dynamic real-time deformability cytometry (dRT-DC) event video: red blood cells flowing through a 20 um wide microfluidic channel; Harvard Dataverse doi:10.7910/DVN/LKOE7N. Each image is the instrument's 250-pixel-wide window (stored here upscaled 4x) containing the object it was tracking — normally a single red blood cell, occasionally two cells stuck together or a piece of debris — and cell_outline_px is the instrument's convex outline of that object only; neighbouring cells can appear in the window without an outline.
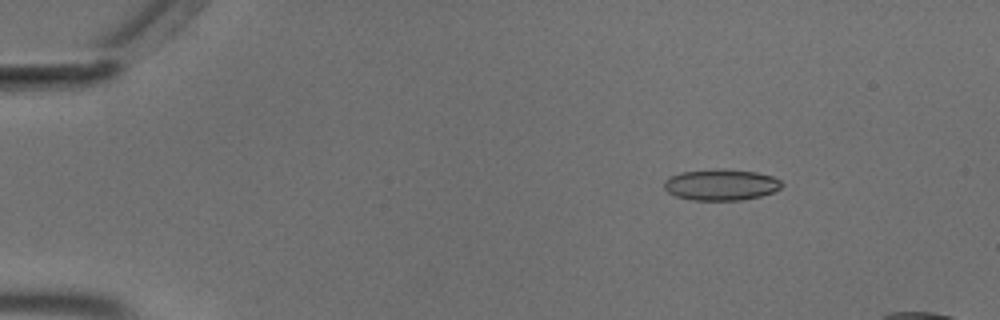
{"species": "common noctule bat (a hibernating species)", "species_latin": "Nyctalus noctula", "temperature_condition": "cold", "stored_images_in_passage": 46, "camera_frame_rate_fps": 3000, "um_per_image_px": 0.085, "animal": {"sex": "male", "body_mass_g": 18.8}, "frame": {"image": 1, "passage_image": 1, "time_ms": 0.0, "image_size_px": [1000, 320], "cell_outline_px": [[784, 184], [780, 188], [772, 192], [760, 196], [740, 200], [692, 200], [676, 196], [668, 192], [664, 188], [664, 180], [668, 176], [680, 172], [716, 168], [724, 168], [756, 172], [772, 176], [780, 180]], "centroid_in_image_um": [61.26, 15.68], "position_along_channel_um": 23.7, "area_um2": 21.62}}
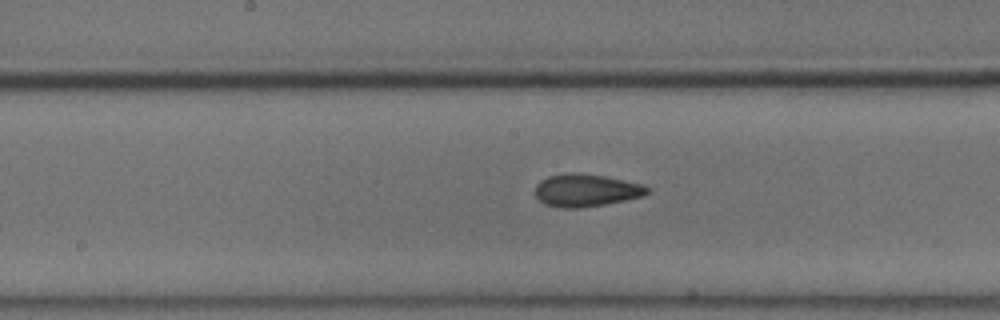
{"frame": {"image": 2, "passage_image": 22, "time_ms": 7.0, "image_size_px": [1000, 320], "cell_outline_px": [[648, 192], [644, 196], [604, 204], [576, 208], [564, 208], [544, 204], [536, 196], [536, 184], [540, 180], [548, 176], [568, 172], [572, 172], [604, 176], [644, 184], [648, 188]], "centroid_in_image_um": [49.8, 16.16], "position_along_channel_um": 198.4, "area_um2": 21.15}}
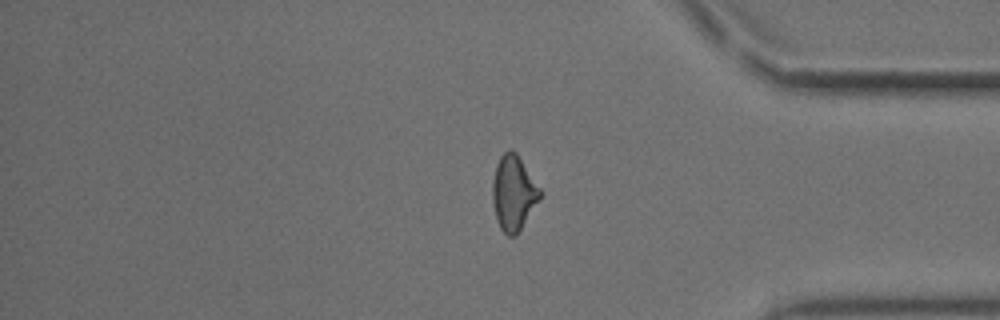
{"frame": {"image": 3, "passage_image": 39, "time_ms": 12.667, "image_size_px": [1000, 320], "cell_outline_px": [[540, 200], [516, 236], [508, 236], [500, 228], [496, 220], [492, 200], [492, 184], [496, 164], [500, 156], [508, 148], [516, 152], [540, 188]], "centroid_in_image_um": [43.63, 16.41], "position_along_channel_um": 391.6, "area_um2": 20.81}}